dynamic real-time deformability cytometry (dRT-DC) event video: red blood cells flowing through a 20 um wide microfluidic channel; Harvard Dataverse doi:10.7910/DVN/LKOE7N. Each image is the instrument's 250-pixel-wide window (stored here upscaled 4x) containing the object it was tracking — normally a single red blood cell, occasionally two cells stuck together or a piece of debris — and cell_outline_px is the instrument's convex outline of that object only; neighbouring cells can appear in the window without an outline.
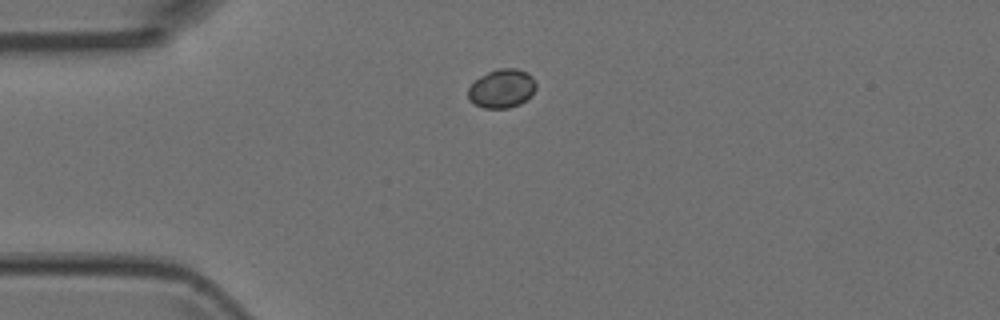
{"species": "Egyptian fruit bat (a non-hibernating species)", "species_latin": "Rousettus aegyptiacus", "temperature_condition": "room temperature", "stored_images_in_passage": 3, "camera_frame_rate_fps": 3000, "um_per_image_px": 0.085, "animal": {"sex": "female"}, "frame": {"image": 1, "passage_image": 1, "time_ms": 0.0, "image_size_px": [1000, 320], "cell_outline_px": [[536, 88], [520, 104], [508, 108], [484, 108], [468, 100], [468, 88], [480, 76], [488, 72], [500, 68], [516, 68], [528, 72], [532, 76], [536, 84]], "centroid_in_image_um": [42.65, 7.51], "position_along_channel_um": 42.4, "area_um2": 15.2}}
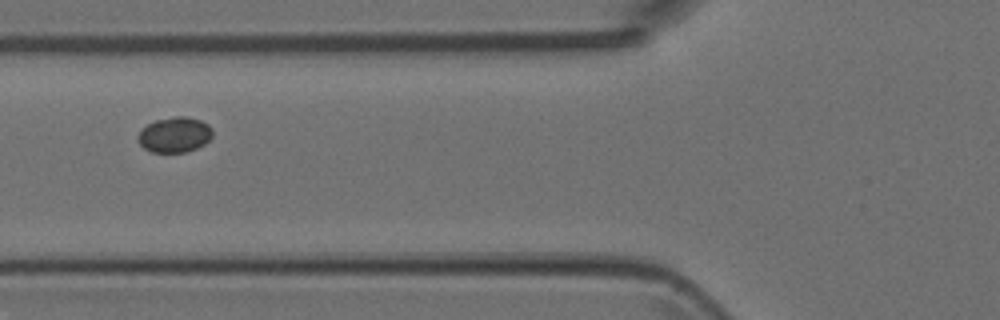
{"frame": {"image": 2, "passage_image": 3, "time_ms": 0.667, "image_size_px": [1000, 320], "cell_outline_px": [[212, 136], [204, 144], [196, 148], [184, 152], [152, 152], [144, 148], [136, 140], [136, 136], [148, 124], [156, 120], [172, 116], [188, 116], [200, 120], [208, 124], [212, 128]], "centroid_in_image_um": [14.84, 11.44], "position_along_channel_um": 111.0, "area_um2": 15.37}}